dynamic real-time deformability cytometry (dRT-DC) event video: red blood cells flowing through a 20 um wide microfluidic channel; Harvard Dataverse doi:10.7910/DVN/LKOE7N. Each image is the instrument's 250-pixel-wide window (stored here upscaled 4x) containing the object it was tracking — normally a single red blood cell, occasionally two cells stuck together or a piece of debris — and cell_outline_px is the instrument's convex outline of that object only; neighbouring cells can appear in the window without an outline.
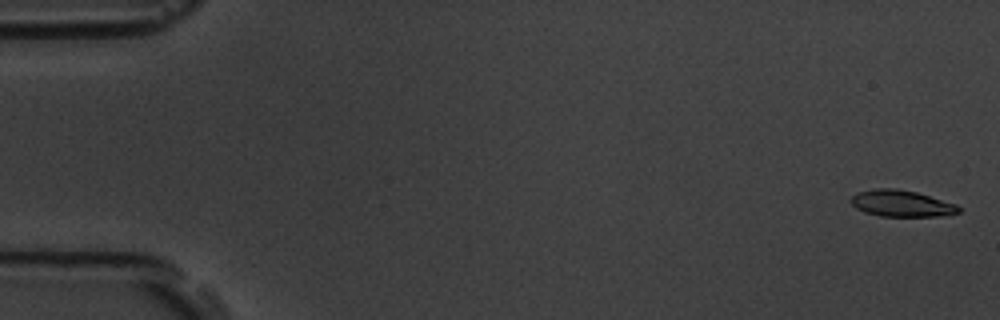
{"species": "common noctule bat (a hibernating species)", "species_latin": "Nyctalus noctula", "temperature_condition": "room temperature", "stored_images_in_passage": 8, "camera_frame_rate_fps": 3000, "um_per_image_px": 0.085, "animal": {"sex": "male", "body_mass_g": 19.5, "forearm_length_mm": 54.6}, "frame": {"image": 1, "passage_image": 1, "time_ms": 0.0, "image_size_px": [1000, 320], "cell_outline_px": [[964, 208], [960, 212], [940, 216], [880, 216], [864, 212], [856, 208], [848, 200], [856, 192], [872, 188], [896, 188], [916, 192], [956, 204]], "centroid_in_image_um": [76.6, 17.29], "position_along_channel_um": 8.4, "area_um2": 16.82}}
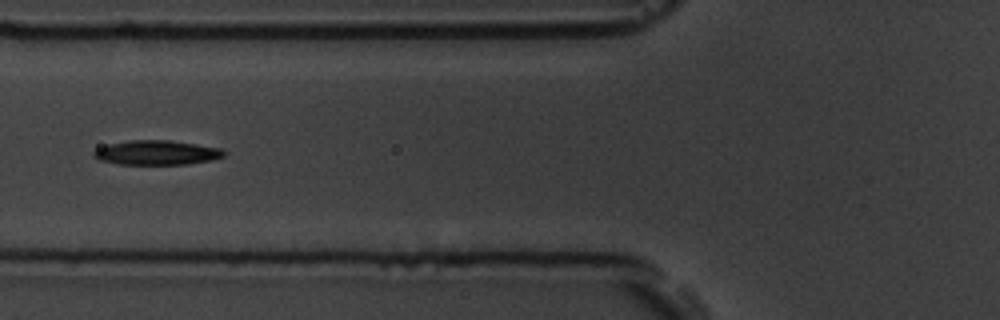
{"frame": {"image": 2, "passage_image": 7, "time_ms": 7.0, "image_size_px": [1000, 320], "cell_outline_px": [[224, 156], [212, 160], [188, 164], [120, 164], [100, 160], [92, 156], [92, 152], [96, 148], [108, 144], [132, 140], [168, 140], [196, 144], [220, 148], [224, 152]], "centroid_in_image_um": [13.28, 12.97], "position_along_channel_um": 112.5, "area_um2": 18.5}}
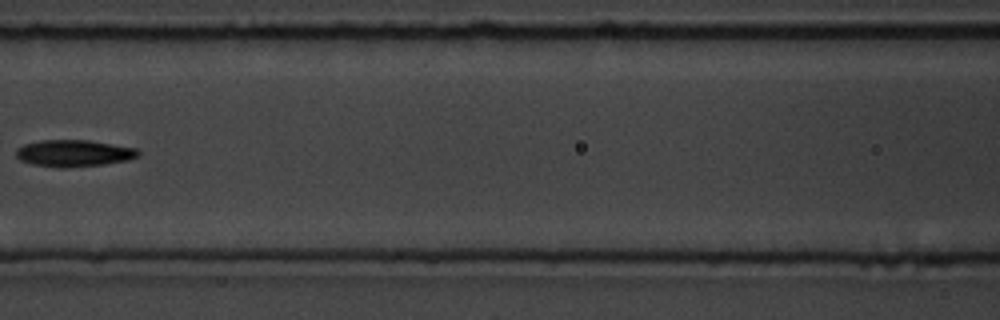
{"frame": {"image": 3, "passage_image": 8, "time_ms": 8.333, "image_size_px": [1000, 320], "cell_outline_px": [[140, 156], [128, 160], [104, 164], [64, 168], [60, 168], [32, 164], [20, 160], [16, 156], [16, 148], [24, 144], [40, 140], [88, 140], [136, 148], [140, 152]], "centroid_in_image_um": [6.27, 13.02], "position_along_channel_um": 160.3, "area_um2": 19.13}}